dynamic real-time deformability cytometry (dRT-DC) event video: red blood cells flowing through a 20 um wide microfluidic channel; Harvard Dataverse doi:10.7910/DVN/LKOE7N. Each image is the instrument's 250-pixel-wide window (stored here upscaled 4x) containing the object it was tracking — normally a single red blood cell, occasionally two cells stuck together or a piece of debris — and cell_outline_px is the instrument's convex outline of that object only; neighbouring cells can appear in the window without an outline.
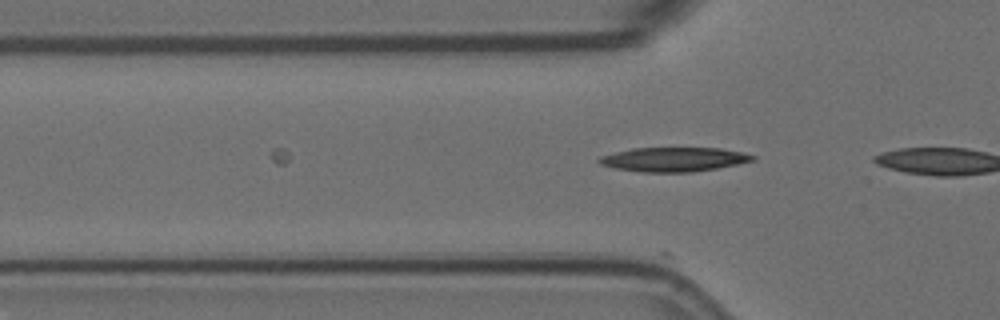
{"species": "Egyptian fruit bat (a non-hibernating species)", "species_latin": "Rousettus aegyptiacus", "temperature_condition": "room temperature", "stored_images_in_passage": 6, "camera_frame_rate_fps": 3000, "um_per_image_px": 0.085, "animal": {"sex": "female"}, "frame": {"image": 1, "passage_image": 2, "time_ms": 0.333, "image_size_px": [1000, 320], "cell_outline_px": [[756, 160], [716, 168], [692, 172], [644, 172], [616, 168], [600, 164], [596, 160], [600, 156], [632, 148], [720, 148], [744, 152], [756, 156]], "centroid_in_image_um": [57.29, 13.54], "position_along_channel_um": 68.5, "area_um2": 21.62}}